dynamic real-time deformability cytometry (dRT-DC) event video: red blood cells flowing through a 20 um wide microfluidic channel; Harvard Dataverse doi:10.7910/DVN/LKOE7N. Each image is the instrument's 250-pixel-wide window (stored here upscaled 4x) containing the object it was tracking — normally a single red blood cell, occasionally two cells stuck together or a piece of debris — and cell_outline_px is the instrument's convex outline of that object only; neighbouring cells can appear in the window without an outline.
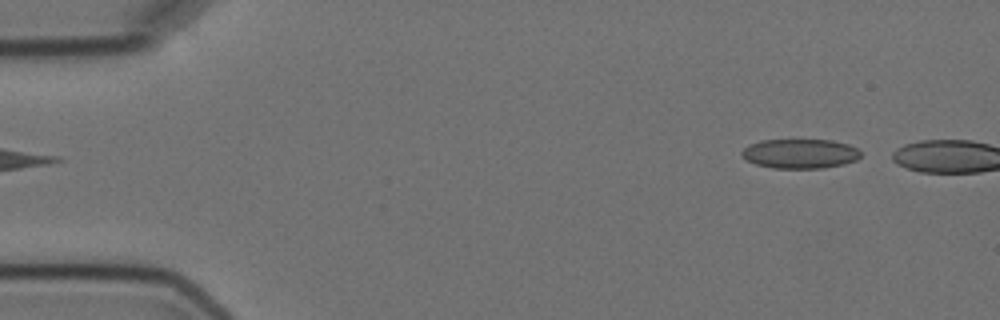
{"species": "Egyptian fruit bat (a non-hibernating species)", "species_latin": "Rousettus aegyptiacus", "temperature_condition": "cold", "stored_images_in_passage": 3, "camera_frame_rate_fps": 3000, "um_per_image_px": 0.085, "animal": {"sex": "female"}, "frame": {"image": 1, "passage_image": 3, "time_ms": 2.667, "image_size_px": [1000, 320], "cell_outline_px": [[860, 156], [856, 160], [844, 164], [820, 168], [772, 168], [756, 164], [740, 156], [740, 152], [748, 144], [760, 140], [832, 140], [848, 144], [856, 148], [860, 152]], "centroid_in_image_um": [67.97, 13.05], "position_along_channel_um": 17.0, "area_um2": 20.46}}